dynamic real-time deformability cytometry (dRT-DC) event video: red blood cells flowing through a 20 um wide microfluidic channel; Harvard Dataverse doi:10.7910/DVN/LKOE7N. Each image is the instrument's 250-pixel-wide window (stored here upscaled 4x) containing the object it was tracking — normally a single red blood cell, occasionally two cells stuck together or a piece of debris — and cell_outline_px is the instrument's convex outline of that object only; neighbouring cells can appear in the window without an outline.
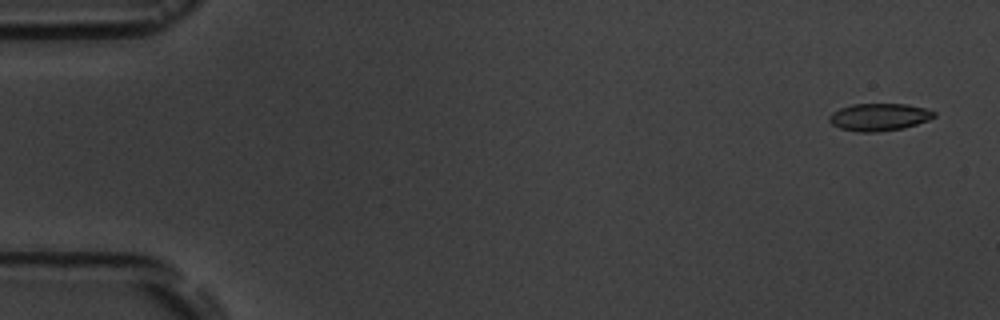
{"species": "common noctule bat (a hibernating species)", "species_latin": "Nyctalus noctula", "temperature_condition": "room temperature", "stored_images_in_passage": 5, "camera_frame_rate_fps": 3000, "um_per_image_px": 0.085, "animal": {"sex": "male", "body_mass_g": 19.5, "forearm_length_mm": 54.6}, "frame": {"image": 1, "passage_image": 1, "time_ms": 0.0, "image_size_px": [1000, 320], "cell_outline_px": [[936, 116], [928, 120], [904, 128], [876, 132], [860, 132], [840, 128], [832, 124], [828, 120], [828, 116], [832, 112], [840, 108], [852, 104], [904, 104], [924, 108], [936, 112]], "centroid_in_image_um": [74.71, 9.95], "position_along_channel_um": 10.3, "area_um2": 16.7}}
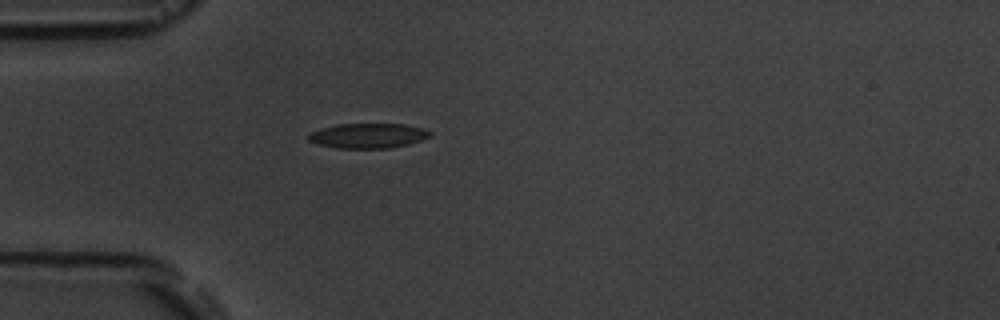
{"frame": {"image": 2, "passage_image": 5, "time_ms": 4.667, "image_size_px": [1000, 320], "cell_outline_px": [[432, 136], [408, 144], [392, 148], [336, 148], [320, 144], [308, 140], [308, 136], [312, 132], [320, 128], [336, 124], [404, 124], [420, 128], [432, 132]], "centroid_in_image_um": [31.29, 11.53], "position_along_channel_um": 53.7, "area_um2": 17.51}}